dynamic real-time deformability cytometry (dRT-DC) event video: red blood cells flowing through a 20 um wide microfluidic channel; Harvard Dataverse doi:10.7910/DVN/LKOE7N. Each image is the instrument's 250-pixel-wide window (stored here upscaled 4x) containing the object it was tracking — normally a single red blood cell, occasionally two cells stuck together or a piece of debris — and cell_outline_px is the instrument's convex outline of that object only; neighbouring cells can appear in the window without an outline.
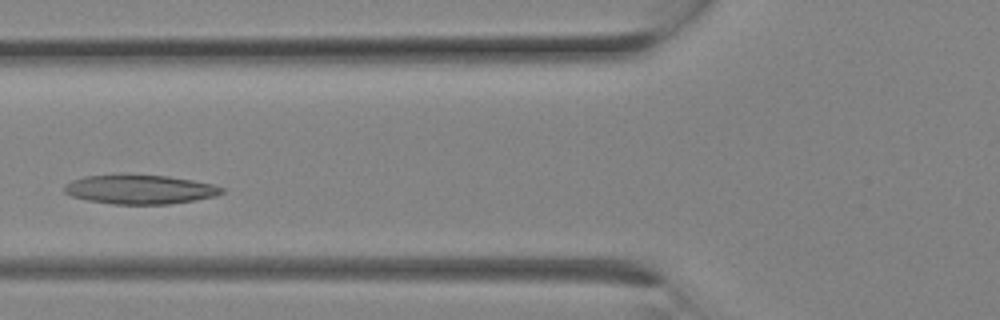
{"species": "Egyptian fruit bat (a non-hibernating species)", "species_latin": "Rousettus aegyptiacus", "temperature_condition": "room temperature", "stored_images_in_passage": 7, "camera_frame_rate_fps": 3000, "um_per_image_px": 0.085, "animal": {"sex": "female"}, "frame": {"image": 1, "passage_image": 6, "time_ms": 1.667, "image_size_px": [1000, 320], "cell_outline_px": [[224, 192], [216, 196], [196, 200], [168, 204], [112, 204], [88, 200], [72, 196], [64, 192], [64, 184], [72, 180], [84, 176], [168, 176], [192, 180], [212, 184], [224, 188]], "centroid_in_image_um": [11.91, 16.12], "position_along_channel_um": 113.9, "area_um2": 26.3}}